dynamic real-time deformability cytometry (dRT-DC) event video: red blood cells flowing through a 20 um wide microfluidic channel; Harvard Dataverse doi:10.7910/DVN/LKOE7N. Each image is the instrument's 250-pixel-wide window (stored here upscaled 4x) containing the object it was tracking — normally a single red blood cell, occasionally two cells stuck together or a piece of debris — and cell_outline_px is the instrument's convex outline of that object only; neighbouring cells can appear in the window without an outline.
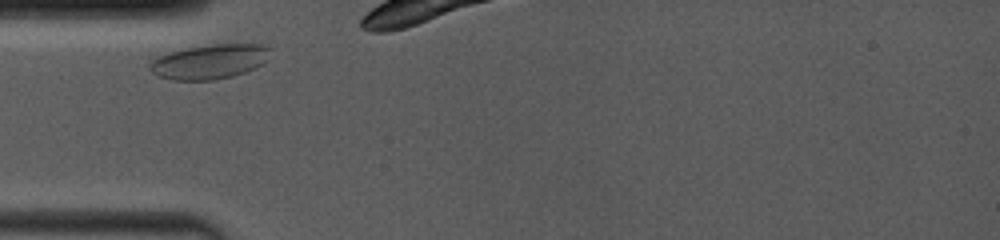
{"species": "common noctule bat (a hibernating species)", "species_latin": "Nyctalus noctula", "temperature_condition": "room temperature", "stored_images_in_passage": 10, "camera_frame_rate_fps": 4000, "um_per_image_px": 0.085, "animal": {"sex": "female", "body_mass_g": 19.0, "forearm_length_mm": 53.3}, "frame": {"image": 1, "passage_image": 1, "time_ms": 0.0, "image_size_px": [1000, 240], "cell_outline_px": [[272, 48], [268, 60], [256, 68], [232, 76], [212, 80], [172, 80], [160, 76], [152, 72], [148, 68], [148, 64], [156, 56], [188, 48], [212, 44], [268, 44]], "centroid_in_image_um": [17.86, 5.23], "position_along_channel_um": 67.1, "area_um2": 24.45}}
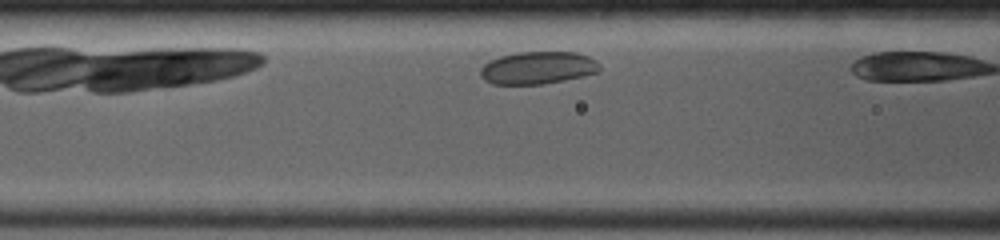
{"frame": {"image": 2, "passage_image": 5, "time_ms": 1.5, "image_size_px": [1000, 240], "cell_outline_px": [[600, 72], [564, 80], [540, 84], [492, 84], [484, 80], [480, 76], [480, 68], [488, 60], [500, 56], [520, 52], [576, 52], [588, 56], [596, 60], [600, 64]], "centroid_in_image_um": [45.7, 5.76], "position_along_channel_um": 120.9, "area_um2": 22.72}}